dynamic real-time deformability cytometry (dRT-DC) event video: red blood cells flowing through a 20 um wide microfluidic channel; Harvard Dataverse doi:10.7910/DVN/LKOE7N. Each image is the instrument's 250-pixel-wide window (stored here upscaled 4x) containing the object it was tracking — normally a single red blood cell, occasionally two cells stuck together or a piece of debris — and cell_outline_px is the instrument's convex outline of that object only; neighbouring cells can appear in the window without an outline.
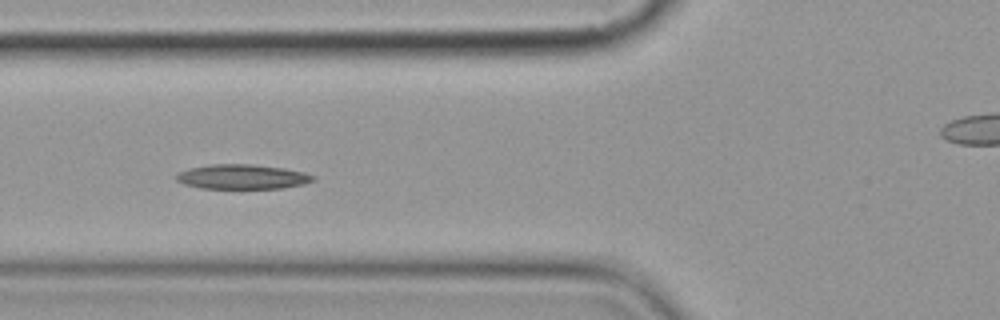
{"species": "common noctule bat (a hibernating species)", "species_latin": "Nyctalus noctula", "temperature_condition": "cold", "stored_images_in_passage": 7, "segment_of_instrument_passage": [1, 2], "camera_frame_rate_fps": 3000, "um_per_image_px": 0.085, "animal": {"sex": "female", "body_mass_g": 19.9}, "frame": {"image": 1, "passage_image": 6, "time_ms": 6.0, "image_size_px": [1000, 320], "cell_outline_px": [[316, 180], [304, 184], [280, 188], [200, 188], [184, 184], [176, 180], [176, 176], [180, 172], [188, 168], [212, 164], [252, 164], [284, 168], [304, 172], [316, 176]], "centroid_in_image_um": [20.62, 15.02], "position_along_channel_um": 105.2, "area_um2": 19.65}}